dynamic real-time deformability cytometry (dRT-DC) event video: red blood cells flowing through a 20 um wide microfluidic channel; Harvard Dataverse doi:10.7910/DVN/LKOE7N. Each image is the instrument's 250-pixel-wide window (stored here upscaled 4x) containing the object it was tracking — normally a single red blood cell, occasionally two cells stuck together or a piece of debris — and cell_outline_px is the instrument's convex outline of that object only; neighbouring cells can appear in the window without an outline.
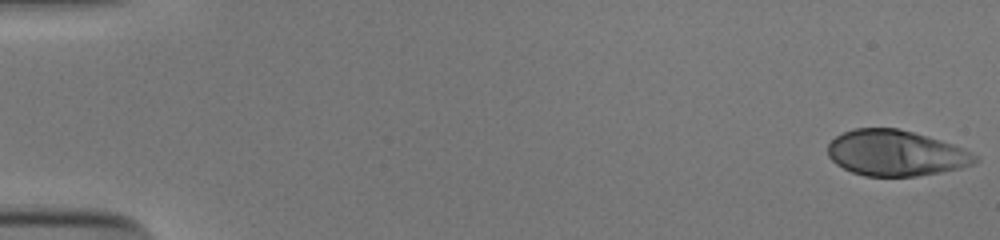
{"species": "human", "species_latin": "Homo sapiens", "temperature_condition": "cold", "stored_images_in_passage": 51, "camera_frame_rate_fps": 3000, "um_per_image_px": 0.085, "donor": {"sex": "male"}, "frame": {"image": 1, "passage_image": 1, "time_ms": 0.0, "image_size_px": [1000, 240], "cell_outline_px": [[980, 160], [972, 164], [960, 168], [940, 172], [916, 176], [864, 176], [852, 172], [836, 164], [828, 156], [828, 144], [836, 136], [844, 132], [856, 128], [896, 128], [912, 132], [940, 140], [952, 144], [976, 156]], "centroid_in_image_um": [76.1, 13.02], "position_along_channel_um": 8.9, "area_um2": 38.84}}
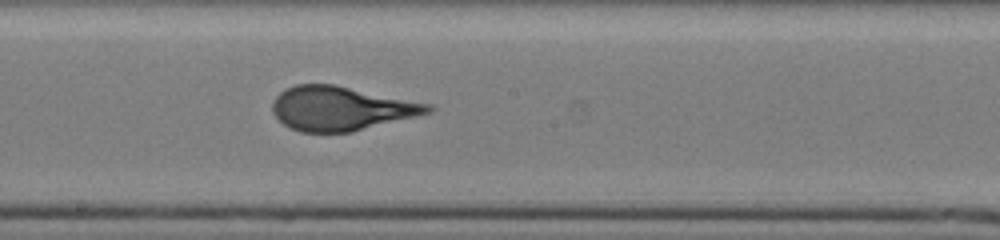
{"frame": {"image": 2, "passage_image": 30, "time_ms": 9.667, "image_size_px": [1000, 240], "cell_outline_px": [[436, 108], [432, 112], [352, 132], [300, 132], [284, 124], [272, 112], [272, 100], [284, 88], [296, 84], [336, 84], [432, 104]], "centroid_in_image_um": [29.0, 9.2], "position_along_channel_um": 219.2, "area_um2": 40.17}}
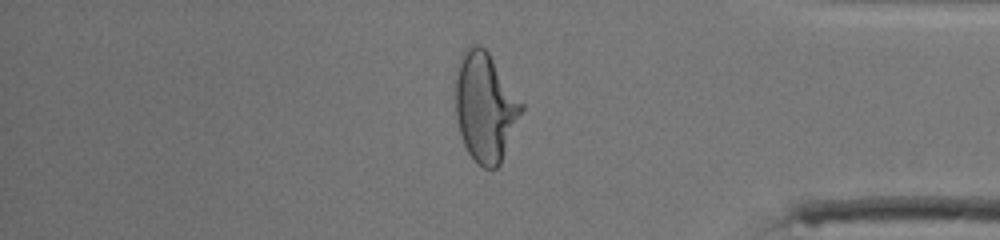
{"frame": {"image": 3, "passage_image": 45, "time_ms": 14.667, "image_size_px": [1000, 240], "cell_outline_px": [[524, 108], [500, 164], [496, 168], [484, 168], [476, 164], [468, 152], [464, 144], [456, 120], [456, 76], [460, 60], [468, 44], [480, 44], [488, 52], [524, 104]], "centroid_in_image_um": [41.25, 9.11], "position_along_channel_um": 394.0, "area_um2": 41.73}}